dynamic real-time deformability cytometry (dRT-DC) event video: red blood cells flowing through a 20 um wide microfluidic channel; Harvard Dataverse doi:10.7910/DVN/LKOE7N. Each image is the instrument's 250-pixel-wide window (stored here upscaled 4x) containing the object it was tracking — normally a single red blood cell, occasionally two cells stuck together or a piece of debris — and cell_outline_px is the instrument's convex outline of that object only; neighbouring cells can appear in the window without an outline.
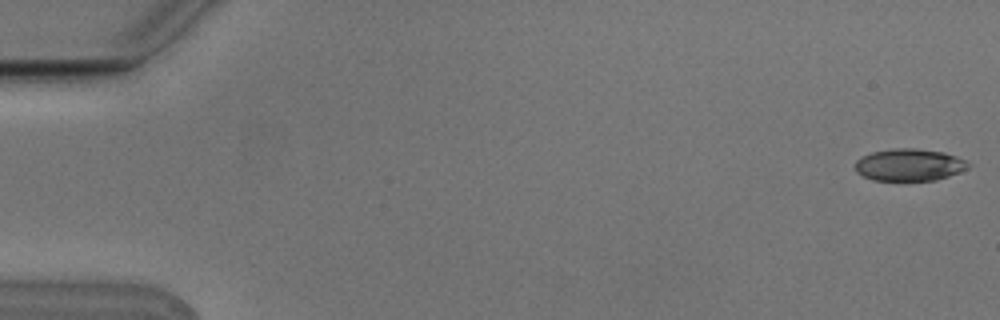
{"species": "Egyptian fruit bat (a non-hibernating species)", "species_latin": "Rousettus aegyptiacus", "temperature_condition": "cold", "stored_images_in_passage": 8, "camera_frame_rate_fps": 3000, "um_per_image_px": 0.085, "animal": {"sex": "male"}, "frame": {"image": 1, "passage_image": 1, "time_ms": 0.0, "image_size_px": [1000, 320], "cell_outline_px": [[972, 164], [968, 168], [960, 172], [936, 180], [872, 180], [856, 172], [856, 160], [872, 152], [896, 148], [916, 148], [944, 152], [956, 156]], "centroid_in_image_um": [77.32, 14.01], "position_along_channel_um": 7.7, "area_um2": 21.1}}
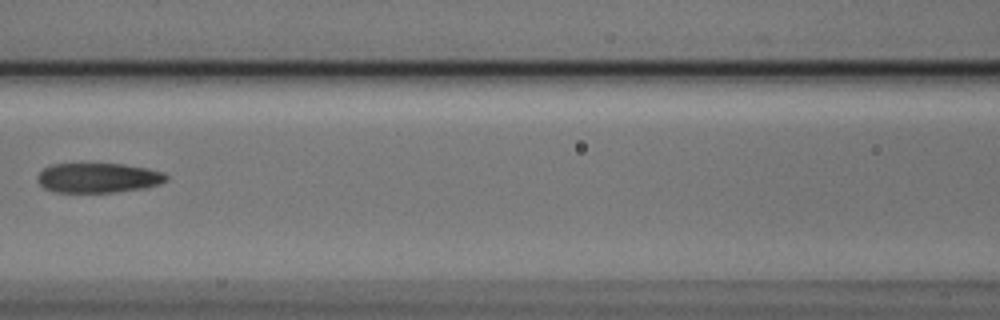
{"frame": {"image": 2, "passage_image": 7, "time_ms": 2.0, "image_size_px": [1000, 320], "cell_outline_px": [[168, 180], [160, 184], [148, 188], [116, 192], [56, 192], [44, 188], [36, 180], [36, 176], [44, 168], [52, 164], [124, 164], [148, 168], [164, 172], [168, 176]], "centroid_in_image_um": [8.38, 15.12], "position_along_channel_um": 158.2, "area_um2": 22.6}}
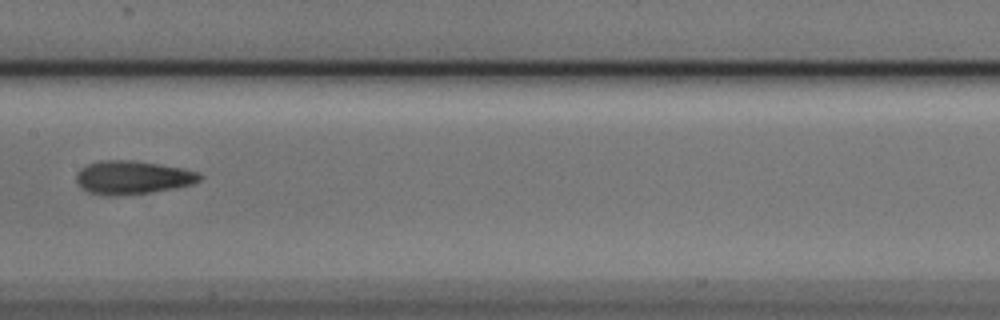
{"frame": {"image": 3, "passage_image": 8, "time_ms": 2.333, "image_size_px": [1000, 320], "cell_outline_px": [[204, 176], [200, 180], [192, 184], [172, 188], [148, 192], [120, 196], [108, 196], [88, 192], [76, 180], [76, 172], [80, 168], [88, 164], [100, 160], [132, 160], [160, 164], [184, 168], [200, 172]], "centroid_in_image_um": [11.28, 15.07], "position_along_channel_um": 196.1, "area_um2": 24.1}}